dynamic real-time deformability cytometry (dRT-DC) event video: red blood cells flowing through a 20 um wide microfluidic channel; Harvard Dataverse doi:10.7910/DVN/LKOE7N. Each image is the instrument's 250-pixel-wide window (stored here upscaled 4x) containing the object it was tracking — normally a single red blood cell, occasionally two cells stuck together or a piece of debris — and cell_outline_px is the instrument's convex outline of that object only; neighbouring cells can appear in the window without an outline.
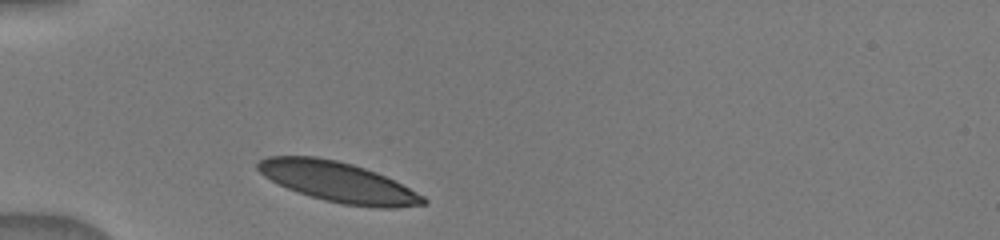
{"species": "human", "species_latin": "Homo sapiens", "temperature_condition": "warm", "stored_images_in_passage": 6, "camera_frame_rate_fps": 3000, "um_per_image_px": 0.085, "donor": {"sex": "male"}, "frame": {"image": 1, "passage_image": 1, "time_ms": 0.0, "image_size_px": [1000, 240], "cell_outline_px": [[428, 204], [396, 208], [376, 208], [344, 204], [324, 200], [288, 188], [264, 176], [256, 168], [256, 164], [260, 160], [268, 156], [316, 156], [336, 160], [352, 164], [376, 172], [424, 196], [428, 200]], "centroid_in_image_um": [28.76, 15.47], "position_along_channel_um": 56.2, "area_um2": 38.32}}
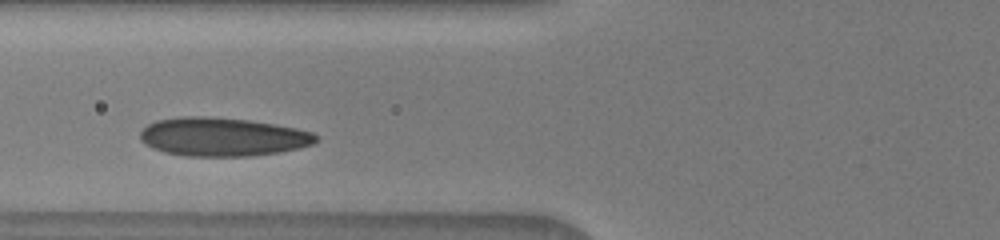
{"frame": {"image": 2, "passage_image": 4, "time_ms": 1.667, "image_size_px": [1000, 240], "cell_outline_px": [[316, 140], [312, 144], [300, 148], [280, 152], [252, 156], [184, 156], [164, 152], [152, 148], [144, 144], [140, 140], [140, 132], [148, 124], [156, 120], [180, 116], [204, 116], [248, 120], [296, 128], [312, 132], [316, 136]], "centroid_in_image_um": [18.87, 11.64], "position_along_channel_um": 106.9, "area_um2": 39.59}}